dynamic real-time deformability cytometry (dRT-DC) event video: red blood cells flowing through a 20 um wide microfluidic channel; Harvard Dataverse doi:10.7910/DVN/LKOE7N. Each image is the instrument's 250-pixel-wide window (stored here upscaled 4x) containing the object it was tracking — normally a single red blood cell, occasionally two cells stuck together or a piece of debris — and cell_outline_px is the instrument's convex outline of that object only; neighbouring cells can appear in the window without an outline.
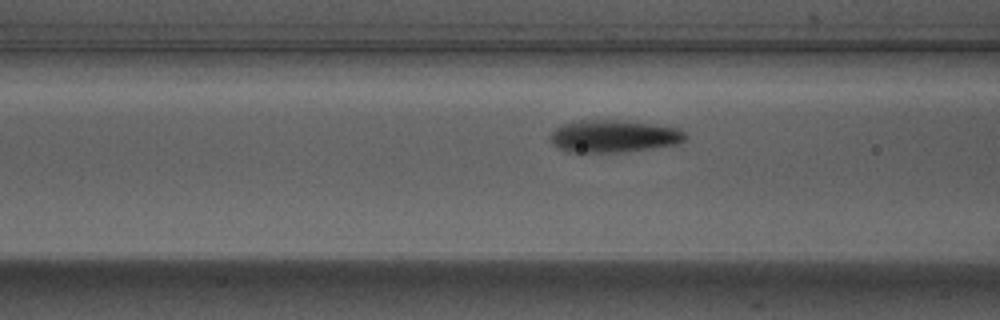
{"species": "Egyptian fruit bat (a non-hibernating species)", "species_latin": "Rousettus aegyptiacus", "temperature_condition": "warm", "stored_images_in_passage": 13, "camera_frame_rate_fps": 3000, "um_per_image_px": 0.085, "animal": {"sex": "male"}, "frame": {"image": 1, "passage_image": 10, "time_ms": 3.0, "image_size_px": [1000, 320], "cell_outline_px": [[688, 136], [684, 140], [676, 144], [652, 148], [624, 152], [568, 152], [556, 148], [552, 144], [552, 132], [560, 124], [584, 120], [616, 120], [680, 128]], "centroid_in_image_um": [52.15, 11.59], "position_along_channel_um": 114.5, "area_um2": 25.32}}